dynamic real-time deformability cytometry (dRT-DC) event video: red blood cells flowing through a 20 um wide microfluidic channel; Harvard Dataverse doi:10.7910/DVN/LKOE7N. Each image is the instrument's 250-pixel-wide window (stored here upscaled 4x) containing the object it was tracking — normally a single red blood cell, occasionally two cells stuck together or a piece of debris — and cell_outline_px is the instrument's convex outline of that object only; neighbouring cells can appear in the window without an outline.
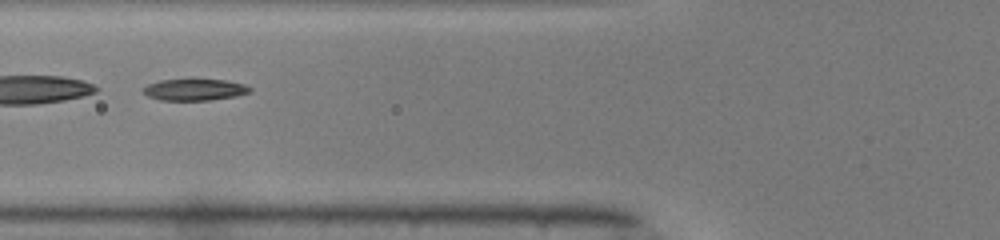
{"species": "common noctule bat (a hibernating species)", "species_latin": "Nyctalus noctula", "temperature_condition": "warm", "stored_images_in_passage": 35, "camera_frame_rate_fps": 3000, "um_per_image_px": 0.085, "animal": {"sex": "male", "body_mass_g": 19.0, "forearm_length_mm": 50.8}, "frame": {"image": 1, "passage_image": 6, "time_ms": 1.667, "image_size_px": [1000, 240], "cell_outline_px": [[252, 92], [236, 96], [208, 100], [160, 100], [148, 96], [140, 88], [148, 84], [160, 80], [192, 76], [224, 80], [244, 84], [252, 88]], "centroid_in_image_um": [16.53, 7.57], "position_along_channel_um": 109.3, "area_um2": 14.22}}
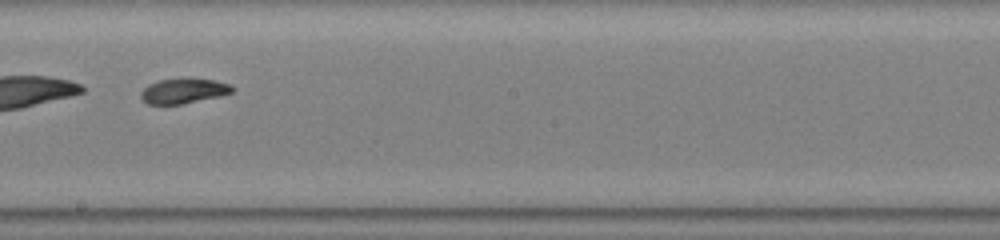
{"frame": {"image": 2, "passage_image": 15, "time_ms": 4.667, "image_size_px": [1000, 240], "cell_outline_px": [[236, 88], [232, 92], [220, 96], [180, 104], [148, 104], [140, 96], [140, 92], [148, 84], [160, 80], [188, 76], [216, 80], [232, 84]], "centroid_in_image_um": [15.65, 7.68], "position_along_channel_um": 232.5, "area_um2": 13.76}}
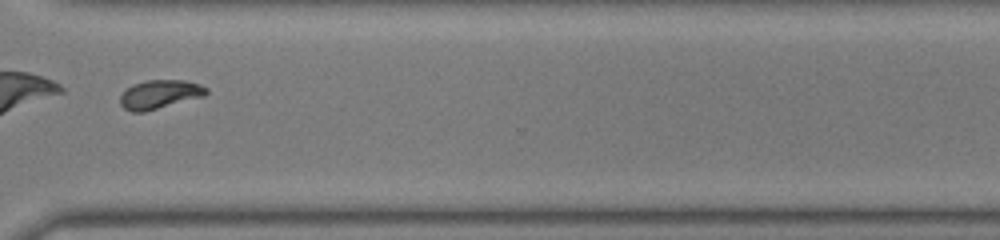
{"frame": {"image": 3, "passage_image": 24, "time_ms": 7.667, "image_size_px": [1000, 240], "cell_outline_px": [[208, 92], [204, 96], [144, 112], [132, 112], [124, 108], [120, 104], [120, 96], [132, 84], [144, 80], [184, 80], [200, 84], [208, 88]], "centroid_in_image_um": [13.58, 8.01], "position_along_channel_um": 357.0, "area_um2": 14.45}, "authors_computed_cell_mechanics": {"area_um2": 14.1032, "velocity_mm_per_s": 4.1222, "shape_relaxation_time_tau1_ms": 3.0866, "shape_relaxation_time_tau2_ms": 0.8923, "deformation_change_tau1": 0.1618, "deformation_change_tau2": 0.0386}}